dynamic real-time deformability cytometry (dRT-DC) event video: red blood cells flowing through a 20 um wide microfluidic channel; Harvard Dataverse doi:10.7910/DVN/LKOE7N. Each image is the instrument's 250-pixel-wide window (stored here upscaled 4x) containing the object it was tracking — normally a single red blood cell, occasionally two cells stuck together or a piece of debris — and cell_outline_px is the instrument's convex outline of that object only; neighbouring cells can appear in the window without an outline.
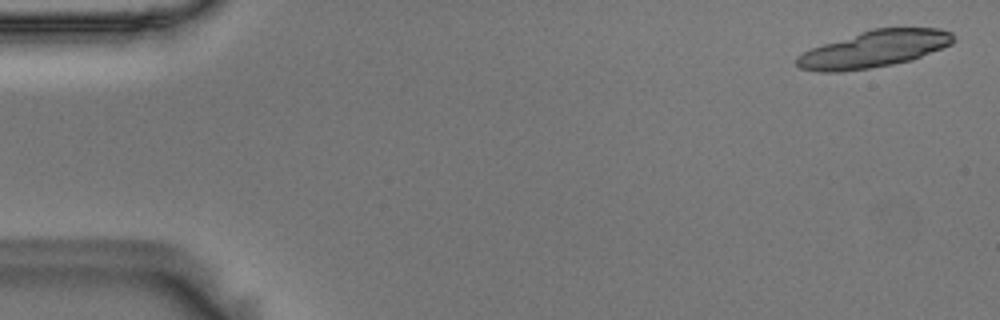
{"species": "Egyptian fruit bat (a non-hibernating species)", "species_latin": "Rousettus aegyptiacus", "temperature_condition": "room temperature", "stored_images_in_passage": 19, "camera_frame_rate_fps": 3000, "um_per_image_px": 0.085, "animal": {"sex": "male"}, "frame": {"image": 1, "passage_image": 2, "time_ms": 0.333, "image_size_px": [1000, 320], "cell_outline_px": [[956, 40], [952, 44], [912, 60], [892, 64], [868, 68], [840, 72], [820, 72], [800, 68], [796, 64], [796, 56], [812, 48], [872, 28], [940, 28], [952, 32]], "centroid_in_image_um": [74.33, 4.17], "position_along_channel_um": 10.7, "area_um2": 33.35}}